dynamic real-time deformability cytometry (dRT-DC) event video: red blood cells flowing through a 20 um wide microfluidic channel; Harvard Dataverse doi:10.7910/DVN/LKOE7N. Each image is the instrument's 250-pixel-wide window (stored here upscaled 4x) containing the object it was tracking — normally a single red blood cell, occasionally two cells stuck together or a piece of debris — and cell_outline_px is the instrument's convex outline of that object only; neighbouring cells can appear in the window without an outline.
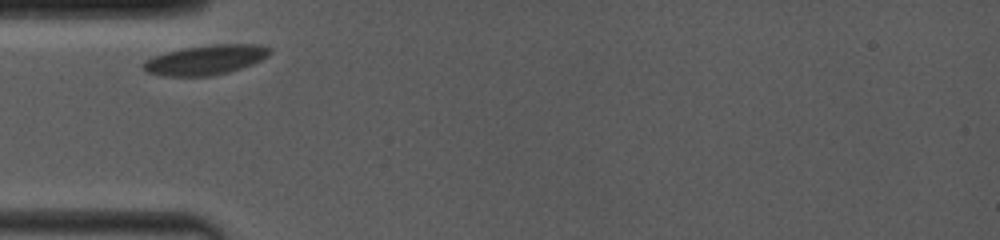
{"species": "common noctule bat (a hibernating species)", "species_latin": "Nyctalus noctula", "temperature_condition": "room temperature", "stored_images_in_passage": 36, "camera_frame_rate_fps": 4000, "um_per_image_px": 0.085, "animal": {"sex": "female", "body_mass_g": 19.0, "forearm_length_mm": 53.3}, "frame": {"image": 1, "passage_image": 1, "time_ms": 0.0, "image_size_px": [1000, 240], "cell_outline_px": [[272, 52], [268, 56], [252, 64], [228, 72], [212, 76], [168, 76], [144, 72], [140, 68], [140, 64], [144, 60], [152, 56], [184, 48], [212, 44], [260, 44], [272, 48]], "centroid_in_image_um": [17.45, 5.09], "position_along_channel_um": 67.6, "area_um2": 22.14}}
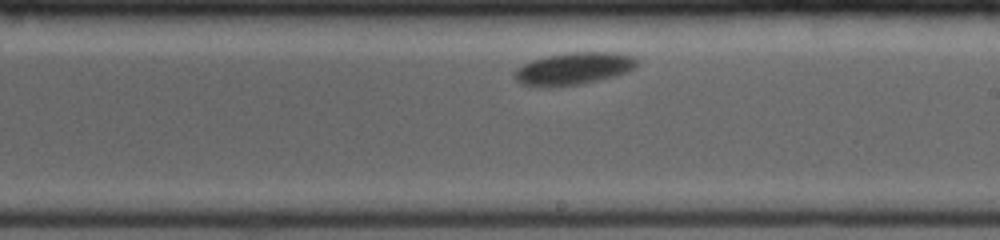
{"frame": {"image": 2, "passage_image": 22, "time_ms": 5.0, "image_size_px": [1000, 240], "cell_outline_px": [[640, 60], [636, 68], [628, 72], [616, 76], [600, 80], [580, 84], [520, 84], [512, 76], [516, 68], [532, 60], [548, 56], [568, 52], [616, 52], [636, 56]], "centroid_in_image_um": [48.88, 5.78], "position_along_channel_um": 240.1, "area_um2": 22.72}}
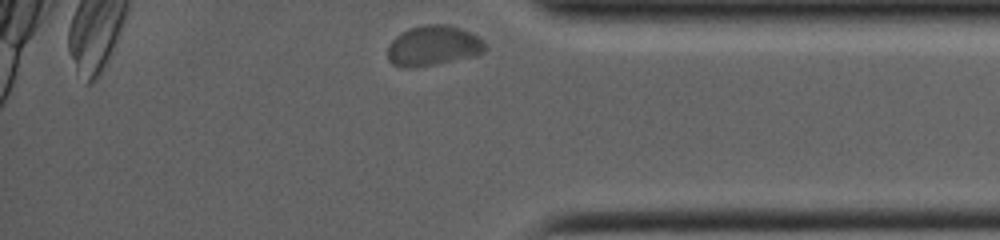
{"frame": {"image": 3, "passage_image": 36, "time_ms": 9.5, "image_size_px": [1000, 240], "cell_outline_px": [[488, 48], [484, 52], [472, 56], [416, 68], [400, 68], [392, 64], [388, 60], [388, 44], [400, 32], [408, 28], [424, 24], [448, 24], [460, 28], [484, 40]], "centroid_in_image_um": [36.79, 3.89], "position_along_channel_um": 398.4, "area_um2": 23.06}, "authors_computed_cell_mechanics": {"area_um2": 22.2819, "velocity_mm_per_s": 3.4828, "shape_relaxation_time_tau1_ms": 1.8412, "shape_relaxation_time_tau2_ms": null, "deformation_change_tau1": 0.0472, "deformation_change_tau2": null}}